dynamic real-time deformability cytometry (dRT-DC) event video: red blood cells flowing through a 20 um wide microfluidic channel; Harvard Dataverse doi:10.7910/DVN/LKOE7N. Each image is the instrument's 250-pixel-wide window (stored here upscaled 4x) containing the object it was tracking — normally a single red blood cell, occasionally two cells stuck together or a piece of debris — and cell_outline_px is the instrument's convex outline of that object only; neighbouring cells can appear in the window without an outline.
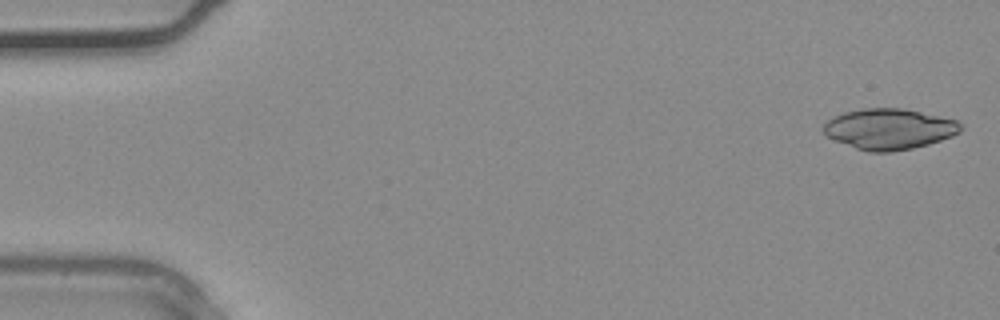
{"species": "common noctule bat (a hibernating species)", "species_latin": "Nyctalus noctula", "temperature_condition": "warm", "stored_images_in_passage": 22, "camera_frame_rate_fps": 3000, "um_per_image_px": 0.085, "animal": {"sex": "male", "body_mass_g": 20.4}, "frame": {"image": 1, "passage_image": 1, "time_ms": 0.0, "image_size_px": [1000, 320], "cell_outline_px": [[964, 128], [960, 132], [952, 136], [928, 144], [912, 148], [892, 152], [868, 152], [856, 148], [836, 140], [828, 136], [824, 132], [824, 124], [832, 116], [844, 112], [860, 108], [904, 108], [956, 120]], "centroid_in_image_um": [75.58, 10.96], "position_along_channel_um": 9.4, "area_um2": 32.48}}